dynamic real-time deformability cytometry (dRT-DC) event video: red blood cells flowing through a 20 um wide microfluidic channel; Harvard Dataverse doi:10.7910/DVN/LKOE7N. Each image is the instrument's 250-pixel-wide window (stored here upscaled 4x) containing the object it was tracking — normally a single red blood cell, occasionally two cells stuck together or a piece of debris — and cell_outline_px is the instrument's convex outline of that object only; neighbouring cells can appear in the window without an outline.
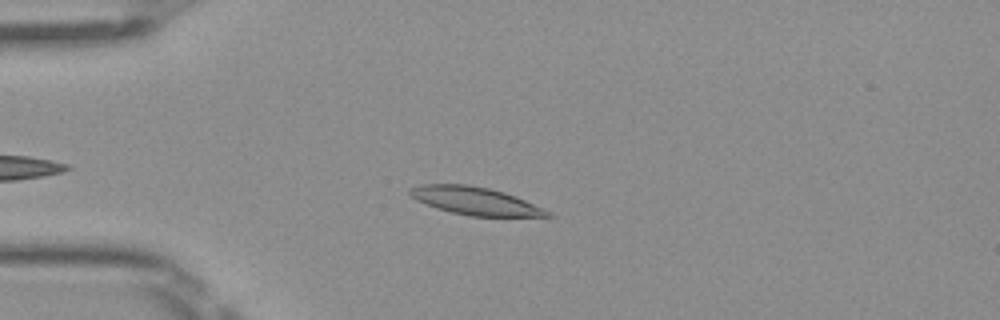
{"species": "Egyptian fruit bat (a non-hibernating species)", "species_latin": "Rousettus aegyptiacus", "temperature_condition": "room temperature", "stored_images_in_passage": 36, "camera_frame_rate_fps": 3000, "um_per_image_px": 0.085, "frame": {"image": 1, "passage_image": 8, "time_ms": 2.333, "image_size_px": [1000, 320], "cell_outline_px": [[552, 216], [472, 216], [452, 212], [436, 208], [416, 200], [408, 192], [408, 188], [420, 184], [468, 184], [488, 188], [504, 192], [516, 196], [544, 208], [552, 212]], "centroid_in_image_um": [40.38, 17.07], "position_along_channel_um": 44.6, "area_um2": 22.25}}
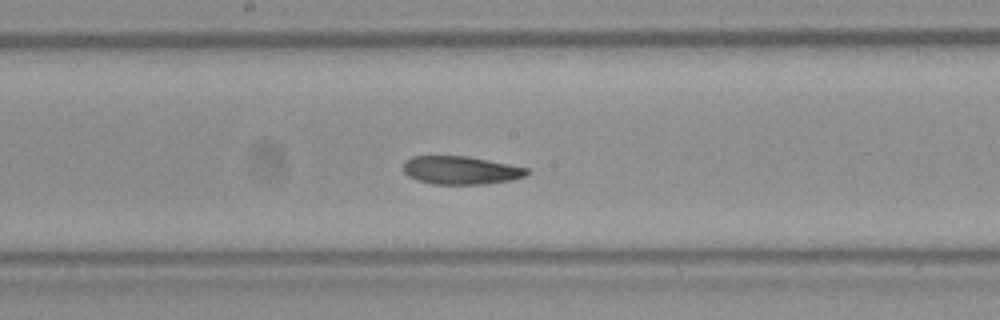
{"frame": {"image": 2, "passage_image": 22, "time_ms": 7.0, "image_size_px": [1000, 320], "cell_outline_px": [[532, 172], [524, 176], [508, 180], [480, 184], [436, 184], [420, 180], [408, 176], [404, 172], [404, 164], [412, 156], [468, 156], [528, 168]], "centroid_in_image_um": [39.18, 14.46], "position_along_channel_um": 209.0, "area_um2": 19.94}}
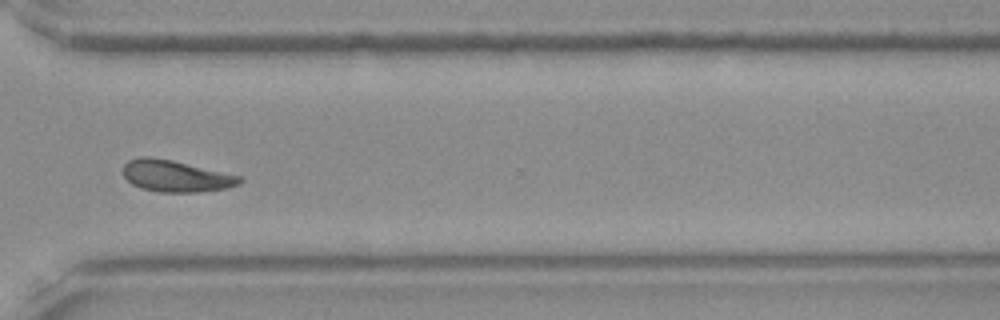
{"frame": {"image": 3, "passage_image": 33, "time_ms": 10.667, "image_size_px": [1000, 320], "cell_outline_px": [[244, 180], [240, 184], [228, 188], [200, 192], [160, 192], [140, 188], [132, 184], [124, 176], [124, 164], [128, 160], [140, 156], [152, 156], [172, 160], [240, 176]], "centroid_in_image_um": [14.94, 14.96], "position_along_channel_um": 355.7, "area_um2": 21.5}, "authors_computed_cell_mechanics": {"area_um2": 21.5305, "velocity_mm_per_s": 3.9993, "shape_relaxation_time_tau1_ms": null, "shape_relaxation_time_tau2_ms": 6.1155, "deformation_change_tau1": null, "deformation_change_tau2": 0.1178}}